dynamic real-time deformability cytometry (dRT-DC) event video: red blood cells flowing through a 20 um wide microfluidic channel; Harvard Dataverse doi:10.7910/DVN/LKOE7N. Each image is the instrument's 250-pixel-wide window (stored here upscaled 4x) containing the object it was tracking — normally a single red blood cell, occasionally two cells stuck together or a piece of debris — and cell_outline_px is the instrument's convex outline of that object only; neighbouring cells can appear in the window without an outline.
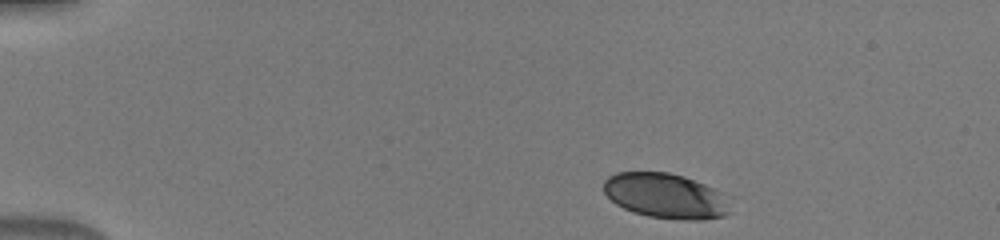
{"species": "human", "species_latin": "Homo sapiens", "temperature_condition": "warm", "stored_images_in_passage": 35, "camera_frame_rate_fps": 3000, "um_per_image_px": 0.085, "donor": {"sex": "male"}, "frame": {"image": 1, "passage_image": 1, "time_ms": 0.0, "image_size_px": [1000, 240], "cell_outline_px": [[736, 196], [732, 212], [724, 216], [704, 220], [684, 220], [648, 216], [632, 212], [616, 204], [604, 192], [604, 180], [608, 176], [616, 172], [668, 172], [684, 176]], "centroid_in_image_um": [56.74, 16.66], "position_along_channel_um": 28.3, "area_um2": 34.39}}
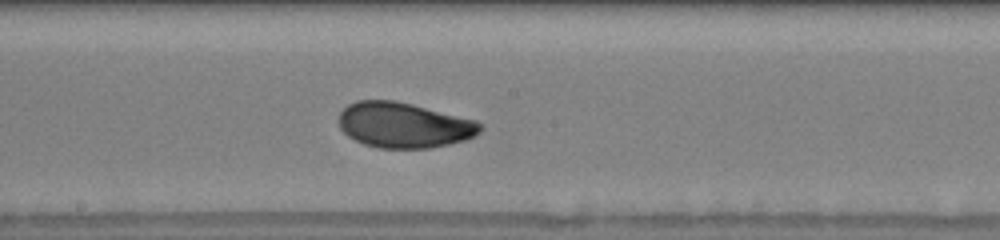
{"frame": {"image": 2, "passage_image": 16, "time_ms": 5.0, "image_size_px": [1000, 240], "cell_outline_px": [[484, 128], [480, 132], [464, 140], [432, 148], [376, 148], [364, 144], [348, 136], [340, 128], [340, 112], [348, 104], [356, 100], [396, 100], [476, 120], [484, 124]], "centroid_in_image_um": [34.34, 10.63], "position_along_channel_um": 213.9, "area_um2": 37.45}}
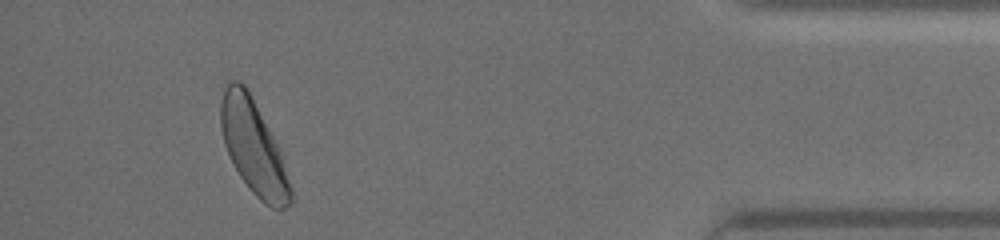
{"frame": {"image": 3, "passage_image": 33, "time_ms": 10.667, "image_size_px": [1000, 240], "cell_outline_px": [[292, 204], [284, 208], [272, 208], [264, 204], [252, 192], [240, 176], [224, 144], [220, 128], [220, 104], [224, 88], [232, 80], [240, 80], [248, 88], [276, 140], [292, 188]], "centroid_in_image_um": [21.55, 12.48], "position_along_channel_um": 413.7, "area_um2": 38.26}}